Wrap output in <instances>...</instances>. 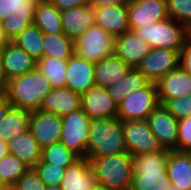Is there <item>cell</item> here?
<instances>
[{"label":"cell","instance_id":"obj_51","mask_svg":"<svg viewBox=\"0 0 191 190\" xmlns=\"http://www.w3.org/2000/svg\"><path fill=\"white\" fill-rule=\"evenodd\" d=\"M169 190H182V189H179V187L171 184V188Z\"/></svg>","mask_w":191,"mask_h":190},{"label":"cell","instance_id":"obj_23","mask_svg":"<svg viewBox=\"0 0 191 190\" xmlns=\"http://www.w3.org/2000/svg\"><path fill=\"white\" fill-rule=\"evenodd\" d=\"M130 67L114 53L95 63L94 82L96 86L108 88L124 79Z\"/></svg>","mask_w":191,"mask_h":190},{"label":"cell","instance_id":"obj_9","mask_svg":"<svg viewBox=\"0 0 191 190\" xmlns=\"http://www.w3.org/2000/svg\"><path fill=\"white\" fill-rule=\"evenodd\" d=\"M123 137L127 152L132 157L163 150L147 120L123 121Z\"/></svg>","mask_w":191,"mask_h":190},{"label":"cell","instance_id":"obj_43","mask_svg":"<svg viewBox=\"0 0 191 190\" xmlns=\"http://www.w3.org/2000/svg\"><path fill=\"white\" fill-rule=\"evenodd\" d=\"M131 0H91L90 5L93 8H101L111 5L128 4Z\"/></svg>","mask_w":191,"mask_h":190},{"label":"cell","instance_id":"obj_50","mask_svg":"<svg viewBox=\"0 0 191 190\" xmlns=\"http://www.w3.org/2000/svg\"><path fill=\"white\" fill-rule=\"evenodd\" d=\"M8 186L6 184H0V190H7Z\"/></svg>","mask_w":191,"mask_h":190},{"label":"cell","instance_id":"obj_36","mask_svg":"<svg viewBox=\"0 0 191 190\" xmlns=\"http://www.w3.org/2000/svg\"><path fill=\"white\" fill-rule=\"evenodd\" d=\"M33 169L37 172L40 179L45 183L46 186H60L66 172V168L45 163L41 160Z\"/></svg>","mask_w":191,"mask_h":190},{"label":"cell","instance_id":"obj_47","mask_svg":"<svg viewBox=\"0 0 191 190\" xmlns=\"http://www.w3.org/2000/svg\"><path fill=\"white\" fill-rule=\"evenodd\" d=\"M7 142L0 138V160L8 154Z\"/></svg>","mask_w":191,"mask_h":190},{"label":"cell","instance_id":"obj_27","mask_svg":"<svg viewBox=\"0 0 191 190\" xmlns=\"http://www.w3.org/2000/svg\"><path fill=\"white\" fill-rule=\"evenodd\" d=\"M30 111L11 107L0 122V138L7 142L29 130Z\"/></svg>","mask_w":191,"mask_h":190},{"label":"cell","instance_id":"obj_6","mask_svg":"<svg viewBox=\"0 0 191 190\" xmlns=\"http://www.w3.org/2000/svg\"><path fill=\"white\" fill-rule=\"evenodd\" d=\"M114 42L115 38L111 34L94 24L74 40V53L96 63L114 53Z\"/></svg>","mask_w":191,"mask_h":190},{"label":"cell","instance_id":"obj_26","mask_svg":"<svg viewBox=\"0 0 191 190\" xmlns=\"http://www.w3.org/2000/svg\"><path fill=\"white\" fill-rule=\"evenodd\" d=\"M33 24L48 34H61V12L49 0H38L33 15Z\"/></svg>","mask_w":191,"mask_h":190},{"label":"cell","instance_id":"obj_18","mask_svg":"<svg viewBox=\"0 0 191 190\" xmlns=\"http://www.w3.org/2000/svg\"><path fill=\"white\" fill-rule=\"evenodd\" d=\"M95 24L114 38L130 31L127 18V4L93 8Z\"/></svg>","mask_w":191,"mask_h":190},{"label":"cell","instance_id":"obj_29","mask_svg":"<svg viewBox=\"0 0 191 190\" xmlns=\"http://www.w3.org/2000/svg\"><path fill=\"white\" fill-rule=\"evenodd\" d=\"M43 57L69 59L74 54V40L61 34L44 33L42 40Z\"/></svg>","mask_w":191,"mask_h":190},{"label":"cell","instance_id":"obj_15","mask_svg":"<svg viewBox=\"0 0 191 190\" xmlns=\"http://www.w3.org/2000/svg\"><path fill=\"white\" fill-rule=\"evenodd\" d=\"M94 67V62L87 61L74 53L68 59L65 87L80 95L87 92L95 86Z\"/></svg>","mask_w":191,"mask_h":190},{"label":"cell","instance_id":"obj_32","mask_svg":"<svg viewBox=\"0 0 191 190\" xmlns=\"http://www.w3.org/2000/svg\"><path fill=\"white\" fill-rule=\"evenodd\" d=\"M80 157L69 150L63 143L57 142L42 148L41 161L67 168Z\"/></svg>","mask_w":191,"mask_h":190},{"label":"cell","instance_id":"obj_19","mask_svg":"<svg viewBox=\"0 0 191 190\" xmlns=\"http://www.w3.org/2000/svg\"><path fill=\"white\" fill-rule=\"evenodd\" d=\"M61 23L63 33L75 40L95 24L93 7L89 4L64 10L61 12Z\"/></svg>","mask_w":191,"mask_h":190},{"label":"cell","instance_id":"obj_3","mask_svg":"<svg viewBox=\"0 0 191 190\" xmlns=\"http://www.w3.org/2000/svg\"><path fill=\"white\" fill-rule=\"evenodd\" d=\"M128 153L123 137L121 119H93L90 123L86 148L87 158Z\"/></svg>","mask_w":191,"mask_h":190},{"label":"cell","instance_id":"obj_52","mask_svg":"<svg viewBox=\"0 0 191 190\" xmlns=\"http://www.w3.org/2000/svg\"><path fill=\"white\" fill-rule=\"evenodd\" d=\"M7 190H19V189L16 188L15 186H9Z\"/></svg>","mask_w":191,"mask_h":190},{"label":"cell","instance_id":"obj_54","mask_svg":"<svg viewBox=\"0 0 191 190\" xmlns=\"http://www.w3.org/2000/svg\"><path fill=\"white\" fill-rule=\"evenodd\" d=\"M0 184H5L0 176Z\"/></svg>","mask_w":191,"mask_h":190},{"label":"cell","instance_id":"obj_14","mask_svg":"<svg viewBox=\"0 0 191 190\" xmlns=\"http://www.w3.org/2000/svg\"><path fill=\"white\" fill-rule=\"evenodd\" d=\"M81 108L93 119L117 118L118 105L107 88L94 86L81 95Z\"/></svg>","mask_w":191,"mask_h":190},{"label":"cell","instance_id":"obj_42","mask_svg":"<svg viewBox=\"0 0 191 190\" xmlns=\"http://www.w3.org/2000/svg\"><path fill=\"white\" fill-rule=\"evenodd\" d=\"M180 67L191 75V42L188 41L180 52Z\"/></svg>","mask_w":191,"mask_h":190},{"label":"cell","instance_id":"obj_5","mask_svg":"<svg viewBox=\"0 0 191 190\" xmlns=\"http://www.w3.org/2000/svg\"><path fill=\"white\" fill-rule=\"evenodd\" d=\"M145 40L151 49H169L181 52L189 41V30L171 18L131 29Z\"/></svg>","mask_w":191,"mask_h":190},{"label":"cell","instance_id":"obj_1","mask_svg":"<svg viewBox=\"0 0 191 190\" xmlns=\"http://www.w3.org/2000/svg\"><path fill=\"white\" fill-rule=\"evenodd\" d=\"M51 89L48 78L36 68L9 80L5 97L12 107L31 112L40 108Z\"/></svg>","mask_w":191,"mask_h":190},{"label":"cell","instance_id":"obj_30","mask_svg":"<svg viewBox=\"0 0 191 190\" xmlns=\"http://www.w3.org/2000/svg\"><path fill=\"white\" fill-rule=\"evenodd\" d=\"M44 33L35 24L26 27L12 42L21 47L34 60L39 61L43 57Z\"/></svg>","mask_w":191,"mask_h":190},{"label":"cell","instance_id":"obj_41","mask_svg":"<svg viewBox=\"0 0 191 190\" xmlns=\"http://www.w3.org/2000/svg\"><path fill=\"white\" fill-rule=\"evenodd\" d=\"M60 12L72 7L87 6L91 0H49Z\"/></svg>","mask_w":191,"mask_h":190},{"label":"cell","instance_id":"obj_20","mask_svg":"<svg viewBox=\"0 0 191 190\" xmlns=\"http://www.w3.org/2000/svg\"><path fill=\"white\" fill-rule=\"evenodd\" d=\"M80 102L81 95L71 89L52 88L44 97L39 109L63 117L81 108Z\"/></svg>","mask_w":191,"mask_h":190},{"label":"cell","instance_id":"obj_45","mask_svg":"<svg viewBox=\"0 0 191 190\" xmlns=\"http://www.w3.org/2000/svg\"><path fill=\"white\" fill-rule=\"evenodd\" d=\"M11 107L12 105L8 102L6 97L0 98V122L3 120Z\"/></svg>","mask_w":191,"mask_h":190},{"label":"cell","instance_id":"obj_16","mask_svg":"<svg viewBox=\"0 0 191 190\" xmlns=\"http://www.w3.org/2000/svg\"><path fill=\"white\" fill-rule=\"evenodd\" d=\"M150 50L149 44L131 30L115 38L114 54L123 59L130 68H137Z\"/></svg>","mask_w":191,"mask_h":190},{"label":"cell","instance_id":"obj_33","mask_svg":"<svg viewBox=\"0 0 191 190\" xmlns=\"http://www.w3.org/2000/svg\"><path fill=\"white\" fill-rule=\"evenodd\" d=\"M29 169L24 162L13 154L8 153L0 160V176L8 187L15 186Z\"/></svg>","mask_w":191,"mask_h":190},{"label":"cell","instance_id":"obj_37","mask_svg":"<svg viewBox=\"0 0 191 190\" xmlns=\"http://www.w3.org/2000/svg\"><path fill=\"white\" fill-rule=\"evenodd\" d=\"M38 0H0V22L12 13H34Z\"/></svg>","mask_w":191,"mask_h":190},{"label":"cell","instance_id":"obj_53","mask_svg":"<svg viewBox=\"0 0 191 190\" xmlns=\"http://www.w3.org/2000/svg\"><path fill=\"white\" fill-rule=\"evenodd\" d=\"M189 41L191 42V30L189 32Z\"/></svg>","mask_w":191,"mask_h":190},{"label":"cell","instance_id":"obj_22","mask_svg":"<svg viewBox=\"0 0 191 190\" xmlns=\"http://www.w3.org/2000/svg\"><path fill=\"white\" fill-rule=\"evenodd\" d=\"M159 100H170L191 94V75L180 66L170 71L157 82Z\"/></svg>","mask_w":191,"mask_h":190},{"label":"cell","instance_id":"obj_48","mask_svg":"<svg viewBox=\"0 0 191 190\" xmlns=\"http://www.w3.org/2000/svg\"><path fill=\"white\" fill-rule=\"evenodd\" d=\"M92 190H111L108 187L97 184Z\"/></svg>","mask_w":191,"mask_h":190},{"label":"cell","instance_id":"obj_4","mask_svg":"<svg viewBox=\"0 0 191 190\" xmlns=\"http://www.w3.org/2000/svg\"><path fill=\"white\" fill-rule=\"evenodd\" d=\"M96 182L111 190H131L133 179L132 156L128 153L87 158Z\"/></svg>","mask_w":191,"mask_h":190},{"label":"cell","instance_id":"obj_46","mask_svg":"<svg viewBox=\"0 0 191 190\" xmlns=\"http://www.w3.org/2000/svg\"><path fill=\"white\" fill-rule=\"evenodd\" d=\"M11 41L6 36L2 23L0 22V50L8 45Z\"/></svg>","mask_w":191,"mask_h":190},{"label":"cell","instance_id":"obj_13","mask_svg":"<svg viewBox=\"0 0 191 190\" xmlns=\"http://www.w3.org/2000/svg\"><path fill=\"white\" fill-rule=\"evenodd\" d=\"M62 117L40 109L30 112L29 131L43 148L60 142Z\"/></svg>","mask_w":191,"mask_h":190},{"label":"cell","instance_id":"obj_8","mask_svg":"<svg viewBox=\"0 0 191 190\" xmlns=\"http://www.w3.org/2000/svg\"><path fill=\"white\" fill-rule=\"evenodd\" d=\"M159 104L157 85L150 82L143 89L132 92L121 101L117 117L122 121L147 120Z\"/></svg>","mask_w":191,"mask_h":190},{"label":"cell","instance_id":"obj_10","mask_svg":"<svg viewBox=\"0 0 191 190\" xmlns=\"http://www.w3.org/2000/svg\"><path fill=\"white\" fill-rule=\"evenodd\" d=\"M147 122L163 149L178 151V120L163 104H159L149 114Z\"/></svg>","mask_w":191,"mask_h":190},{"label":"cell","instance_id":"obj_35","mask_svg":"<svg viewBox=\"0 0 191 190\" xmlns=\"http://www.w3.org/2000/svg\"><path fill=\"white\" fill-rule=\"evenodd\" d=\"M169 18L191 30V0H167Z\"/></svg>","mask_w":191,"mask_h":190},{"label":"cell","instance_id":"obj_24","mask_svg":"<svg viewBox=\"0 0 191 190\" xmlns=\"http://www.w3.org/2000/svg\"><path fill=\"white\" fill-rule=\"evenodd\" d=\"M168 180L182 190H191V154L186 151H170L167 163Z\"/></svg>","mask_w":191,"mask_h":190},{"label":"cell","instance_id":"obj_44","mask_svg":"<svg viewBox=\"0 0 191 190\" xmlns=\"http://www.w3.org/2000/svg\"><path fill=\"white\" fill-rule=\"evenodd\" d=\"M8 79L5 75L2 59L0 56V98L6 96Z\"/></svg>","mask_w":191,"mask_h":190},{"label":"cell","instance_id":"obj_34","mask_svg":"<svg viewBox=\"0 0 191 190\" xmlns=\"http://www.w3.org/2000/svg\"><path fill=\"white\" fill-rule=\"evenodd\" d=\"M34 13H12L2 20L6 36L13 41L26 27L33 24Z\"/></svg>","mask_w":191,"mask_h":190},{"label":"cell","instance_id":"obj_40","mask_svg":"<svg viewBox=\"0 0 191 190\" xmlns=\"http://www.w3.org/2000/svg\"><path fill=\"white\" fill-rule=\"evenodd\" d=\"M191 150V116L178 121V151Z\"/></svg>","mask_w":191,"mask_h":190},{"label":"cell","instance_id":"obj_31","mask_svg":"<svg viewBox=\"0 0 191 190\" xmlns=\"http://www.w3.org/2000/svg\"><path fill=\"white\" fill-rule=\"evenodd\" d=\"M67 63L68 59L42 57L37 61L36 68L48 78L52 88H64L66 84L65 72Z\"/></svg>","mask_w":191,"mask_h":190},{"label":"cell","instance_id":"obj_38","mask_svg":"<svg viewBox=\"0 0 191 190\" xmlns=\"http://www.w3.org/2000/svg\"><path fill=\"white\" fill-rule=\"evenodd\" d=\"M159 101L178 121L191 116V94L185 97Z\"/></svg>","mask_w":191,"mask_h":190},{"label":"cell","instance_id":"obj_7","mask_svg":"<svg viewBox=\"0 0 191 190\" xmlns=\"http://www.w3.org/2000/svg\"><path fill=\"white\" fill-rule=\"evenodd\" d=\"M91 121L82 108L62 117L60 142L79 157H86Z\"/></svg>","mask_w":191,"mask_h":190},{"label":"cell","instance_id":"obj_11","mask_svg":"<svg viewBox=\"0 0 191 190\" xmlns=\"http://www.w3.org/2000/svg\"><path fill=\"white\" fill-rule=\"evenodd\" d=\"M180 66V52L169 49H151L137 69L150 81L156 83L161 77Z\"/></svg>","mask_w":191,"mask_h":190},{"label":"cell","instance_id":"obj_49","mask_svg":"<svg viewBox=\"0 0 191 190\" xmlns=\"http://www.w3.org/2000/svg\"><path fill=\"white\" fill-rule=\"evenodd\" d=\"M45 190H61V187L57 185H51V186H46Z\"/></svg>","mask_w":191,"mask_h":190},{"label":"cell","instance_id":"obj_12","mask_svg":"<svg viewBox=\"0 0 191 190\" xmlns=\"http://www.w3.org/2000/svg\"><path fill=\"white\" fill-rule=\"evenodd\" d=\"M127 18L130 30L169 18L167 0H131Z\"/></svg>","mask_w":191,"mask_h":190},{"label":"cell","instance_id":"obj_25","mask_svg":"<svg viewBox=\"0 0 191 190\" xmlns=\"http://www.w3.org/2000/svg\"><path fill=\"white\" fill-rule=\"evenodd\" d=\"M9 154H13L29 168H34L41 160L42 148L38 145L32 133L28 130L12 140L7 141Z\"/></svg>","mask_w":191,"mask_h":190},{"label":"cell","instance_id":"obj_39","mask_svg":"<svg viewBox=\"0 0 191 190\" xmlns=\"http://www.w3.org/2000/svg\"><path fill=\"white\" fill-rule=\"evenodd\" d=\"M19 190H45L46 185L37 172L30 168L15 184Z\"/></svg>","mask_w":191,"mask_h":190},{"label":"cell","instance_id":"obj_28","mask_svg":"<svg viewBox=\"0 0 191 190\" xmlns=\"http://www.w3.org/2000/svg\"><path fill=\"white\" fill-rule=\"evenodd\" d=\"M150 81L137 69L130 68L125 78L107 88L114 102L119 105L121 101L132 92L143 89Z\"/></svg>","mask_w":191,"mask_h":190},{"label":"cell","instance_id":"obj_21","mask_svg":"<svg viewBox=\"0 0 191 190\" xmlns=\"http://www.w3.org/2000/svg\"><path fill=\"white\" fill-rule=\"evenodd\" d=\"M97 185L90 161L80 157L66 168L61 190H92Z\"/></svg>","mask_w":191,"mask_h":190},{"label":"cell","instance_id":"obj_2","mask_svg":"<svg viewBox=\"0 0 191 190\" xmlns=\"http://www.w3.org/2000/svg\"><path fill=\"white\" fill-rule=\"evenodd\" d=\"M170 151L163 149L154 153L132 157L133 179L131 190H169L167 163Z\"/></svg>","mask_w":191,"mask_h":190},{"label":"cell","instance_id":"obj_17","mask_svg":"<svg viewBox=\"0 0 191 190\" xmlns=\"http://www.w3.org/2000/svg\"><path fill=\"white\" fill-rule=\"evenodd\" d=\"M0 56L8 81L36 69L37 61L12 41L0 50Z\"/></svg>","mask_w":191,"mask_h":190}]
</instances>
